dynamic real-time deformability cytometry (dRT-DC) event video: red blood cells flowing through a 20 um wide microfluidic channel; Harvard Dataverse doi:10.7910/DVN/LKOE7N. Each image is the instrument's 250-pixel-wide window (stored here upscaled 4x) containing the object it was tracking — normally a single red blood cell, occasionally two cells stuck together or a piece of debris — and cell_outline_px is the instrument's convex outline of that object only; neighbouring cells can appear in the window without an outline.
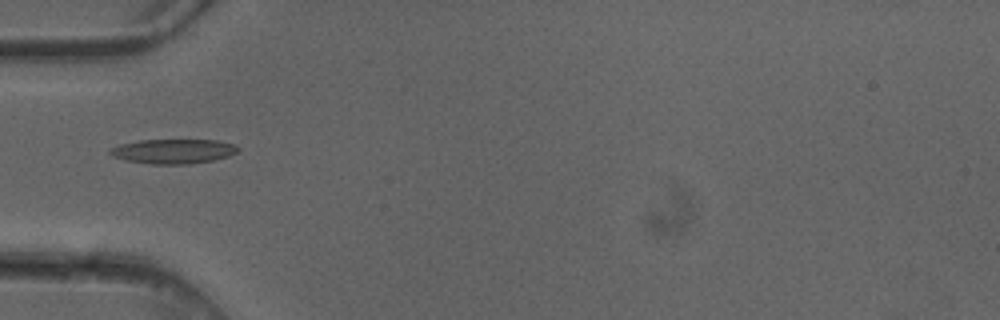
{"species": "common noctule bat (a hibernating species)", "species_latin": "Nyctalus noctula", "temperature_condition": "cold", "stored_images_in_passage": 6, "camera_frame_rate_fps": 3000, "um_per_image_px": 0.085, "animal": {"sex": "female"}, "frame": {"image": 1, "passage_image": 5, "time_ms": 1.333, "image_size_px": [1000, 320], "cell_outline_px": [[240, 148], [236, 152], [228, 156], [212, 160], [188, 164], [148, 164], [124, 160], [112, 156], [108, 152], [112, 148], [120, 144], [140, 140], [216, 140], [236, 144]], "centroid_in_image_um": [14.72, 12.86], "position_along_channel_um": 70.3, "area_um2": 18.32}}
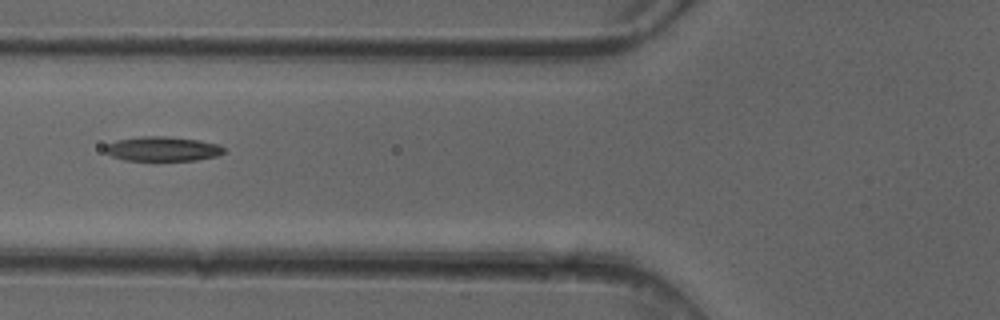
{"frame": {"image": 2, "passage_image": 6, "time_ms": 1.667, "image_size_px": [1000, 320], "cell_outline_px": [[224, 152], [216, 156], [196, 160], [124, 160], [112, 156], [104, 152], [104, 148], [108, 144], [116, 140], [140, 136], [164, 136], [200, 140], [220, 144], [224, 148]], "centroid_in_image_um": [13.81, 12.64], "position_along_channel_um": 112.0, "area_um2": 16.99}}